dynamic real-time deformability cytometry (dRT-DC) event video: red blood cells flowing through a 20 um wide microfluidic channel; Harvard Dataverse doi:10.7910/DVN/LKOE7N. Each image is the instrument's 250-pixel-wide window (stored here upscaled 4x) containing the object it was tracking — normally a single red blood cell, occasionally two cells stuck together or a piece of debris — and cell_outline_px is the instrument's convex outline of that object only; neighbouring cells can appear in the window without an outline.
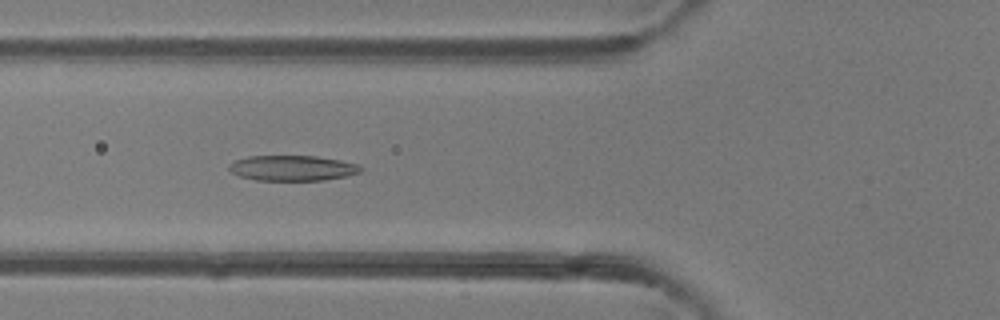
{"species": "common noctule bat (a hibernating species)", "species_latin": "Nyctalus noctula", "temperature_condition": "room temperature", "stored_images_in_passage": 48, "camera_frame_rate_fps": 3000, "um_per_image_px": 0.085, "animal": {"sex": "female"}, "frame": {"image": 1, "passage_image": 18, "time_ms": 5.667, "image_size_px": [1000, 320], "cell_outline_px": [[364, 168], [360, 172], [348, 176], [324, 180], [256, 180], [240, 176], [232, 172], [228, 168], [228, 164], [236, 160], [248, 156], [316, 156], [340, 160], [360, 164]], "centroid_in_image_um": [24.9, 14.28], "position_along_channel_um": 100.9, "area_um2": 19.54}}
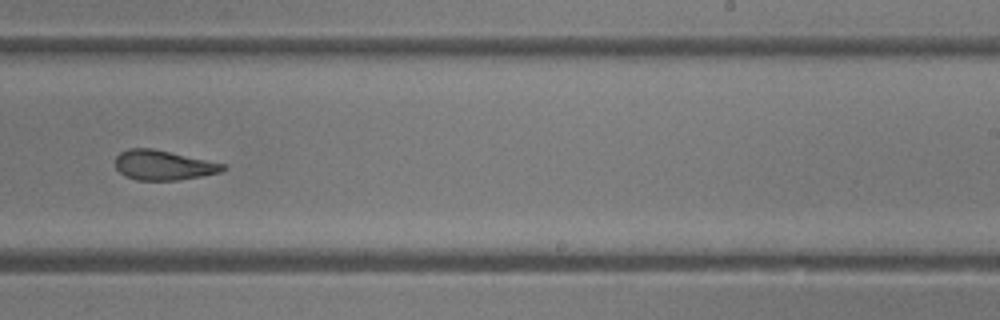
{"frame": {"image": 2, "passage_image": 30, "time_ms": 9.667, "image_size_px": [1000, 320], "cell_outline_px": [[228, 168], [220, 172], [180, 180], [136, 180], [124, 176], [116, 168], [116, 156], [120, 152], [128, 148], [152, 148], [224, 164]], "centroid_in_image_um": [13.85, 14.04], "position_along_channel_um": 275.1, "area_um2": 18.55}}
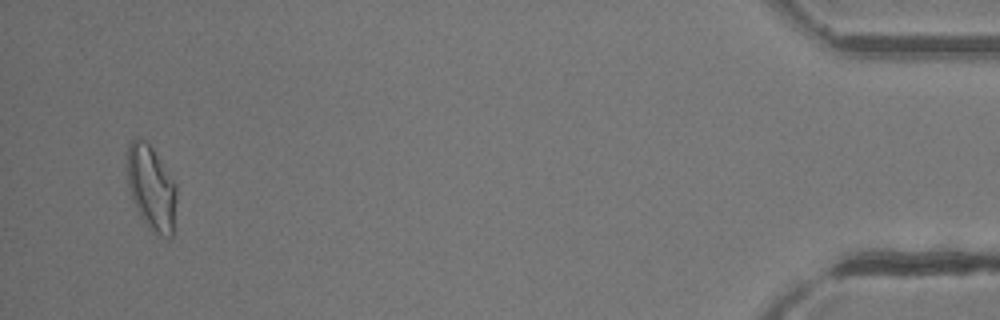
{"frame": {"image": 3, "passage_image": 46, "time_ms": 15.0, "image_size_px": [1000, 320], "cell_outline_px": [[176, 200], [172, 236], [168, 240], [152, 232], [148, 228], [136, 208], [128, 188], [128, 144], [132, 136], [140, 136], [152, 148], [176, 184]], "centroid_in_image_um": [12.86, 15.98], "position_along_channel_um": 422.3, "area_um2": 24.45}, "authors_computed_cell_mechanics": {"area_um2": 21.1548, "velocity_mm_per_s": 4.3382, "shape_relaxation_time_tau1_ms": 6.8402, "shape_relaxation_time_tau2_ms": 1.8046, "deformation_change_tau1": 0.2208, "deformation_change_tau2": 0.1029}}